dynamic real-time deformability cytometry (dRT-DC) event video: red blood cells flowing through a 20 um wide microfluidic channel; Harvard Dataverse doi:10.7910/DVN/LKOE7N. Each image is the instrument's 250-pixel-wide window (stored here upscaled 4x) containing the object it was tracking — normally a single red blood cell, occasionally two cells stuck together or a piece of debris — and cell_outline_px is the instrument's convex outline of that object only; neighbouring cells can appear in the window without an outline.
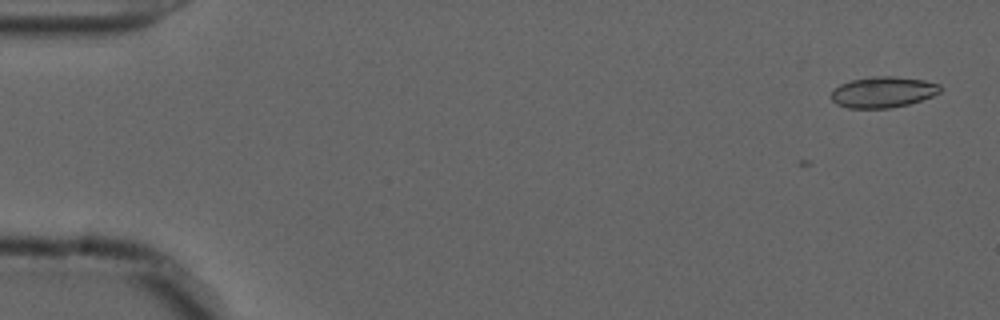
{"species": "common noctule bat (a hibernating species)", "species_latin": "Nyctalus noctula", "temperature_condition": "cold", "stored_images_in_passage": 2, "camera_frame_rate_fps": 3000, "um_per_image_px": 0.085, "animal": {"sex": "male", "forearm_length_mm": 52.5}, "frame": {"image": 1, "passage_image": 2, "time_ms": 0.333, "image_size_px": [1000, 320], "cell_outline_px": [[944, 88], [940, 92], [932, 96], [908, 104], [888, 108], [848, 108], [836, 104], [828, 96], [832, 88], [840, 84], [852, 80], [872, 76], [892, 76], [924, 80], [940, 84]], "centroid_in_image_um": [75.02, 7.82], "position_along_channel_um": 10.0, "area_um2": 19.88}}